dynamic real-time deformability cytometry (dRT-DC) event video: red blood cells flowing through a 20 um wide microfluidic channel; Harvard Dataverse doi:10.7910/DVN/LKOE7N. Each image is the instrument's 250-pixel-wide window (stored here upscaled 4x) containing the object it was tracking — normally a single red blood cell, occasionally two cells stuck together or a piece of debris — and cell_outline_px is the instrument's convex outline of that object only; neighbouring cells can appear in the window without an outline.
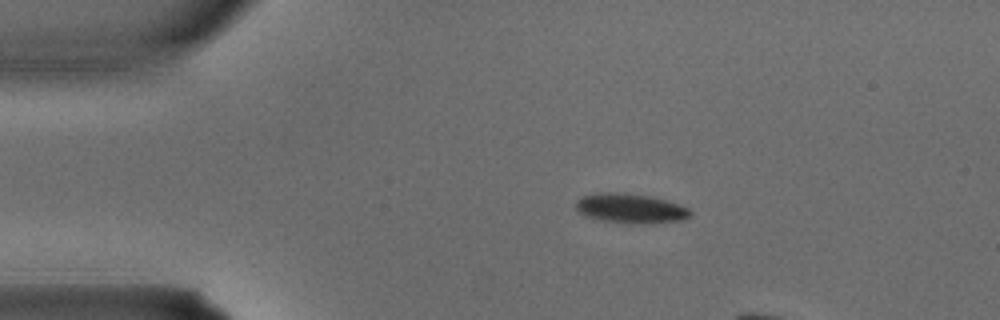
{"species": "common noctule bat (a hibernating species)", "species_latin": "Nyctalus noctula", "temperature_condition": "warm", "stored_images_in_passage": 3, "camera_frame_rate_fps": 3000, "um_per_image_px": 0.085, "animal": {"sex": "male", "body_mass_g": 15.6}, "frame": {"image": 1, "passage_image": 1, "time_ms": 0.0, "image_size_px": [1000, 320], "cell_outline_px": [[692, 216], [680, 220], [640, 224], [600, 220], [584, 216], [576, 208], [576, 200], [580, 196], [596, 192], [620, 192], [648, 196], [680, 204], [688, 208], [692, 212]], "centroid_in_image_um": [53.55, 17.7], "position_along_channel_um": 31.4, "area_um2": 19.77}}